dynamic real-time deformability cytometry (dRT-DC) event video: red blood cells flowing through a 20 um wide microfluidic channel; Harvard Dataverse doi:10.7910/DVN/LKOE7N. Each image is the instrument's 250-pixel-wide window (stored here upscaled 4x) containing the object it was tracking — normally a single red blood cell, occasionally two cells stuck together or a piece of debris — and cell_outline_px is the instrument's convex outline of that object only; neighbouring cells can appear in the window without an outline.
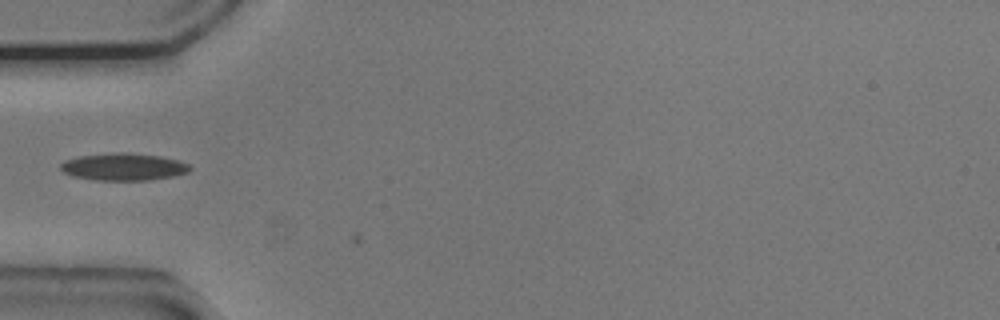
{"species": "common noctule bat (a hibernating species)", "species_latin": "Nyctalus noctula", "temperature_condition": "cold", "stored_images_in_passage": 3, "camera_frame_rate_fps": 3000, "um_per_image_px": 0.085, "animal": {"sex": "male", "body_mass_g": 20.5, "forearm_length_mm": 52.5}, "frame": {"image": 1, "passage_image": 2, "time_ms": 0.333, "image_size_px": [1000, 320], "cell_outline_px": [[192, 168], [188, 172], [172, 176], [148, 180], [96, 180], [72, 176], [64, 172], [60, 168], [60, 164], [64, 160], [80, 156], [116, 152], [128, 152], [160, 156], [180, 160], [188, 164]], "centroid_in_image_um": [10.5, 14.17], "position_along_channel_um": 74.5, "area_um2": 20.58}}